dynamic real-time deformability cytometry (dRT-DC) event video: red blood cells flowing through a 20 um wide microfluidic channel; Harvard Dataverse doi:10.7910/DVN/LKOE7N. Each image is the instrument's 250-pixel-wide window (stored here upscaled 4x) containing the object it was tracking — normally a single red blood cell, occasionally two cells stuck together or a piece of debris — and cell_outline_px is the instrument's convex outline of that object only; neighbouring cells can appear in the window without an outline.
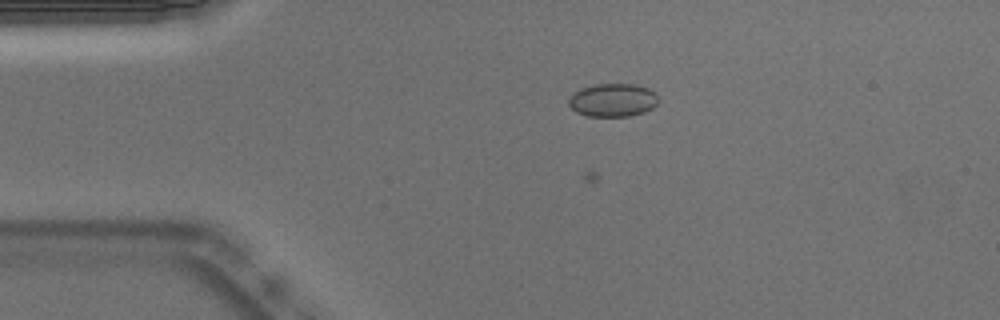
{"species": "Egyptian fruit bat (a non-hibernating species)", "species_latin": "Rousettus aegyptiacus", "temperature_condition": "warm", "stored_images_in_passage": 27, "camera_frame_rate_fps": 3000, "um_per_image_px": 0.085, "animal": {"sex": "male"}, "frame": {"image": 1, "passage_image": 14, "time_ms": 4.333, "image_size_px": [1000, 320], "cell_outline_px": [[660, 100], [652, 108], [644, 112], [628, 116], [588, 116], [576, 112], [568, 104], [568, 100], [580, 88], [596, 84], [636, 84], [648, 88], [656, 92]], "centroid_in_image_um": [52.13, 8.5], "position_along_channel_um": 32.9, "area_um2": 17.4}}
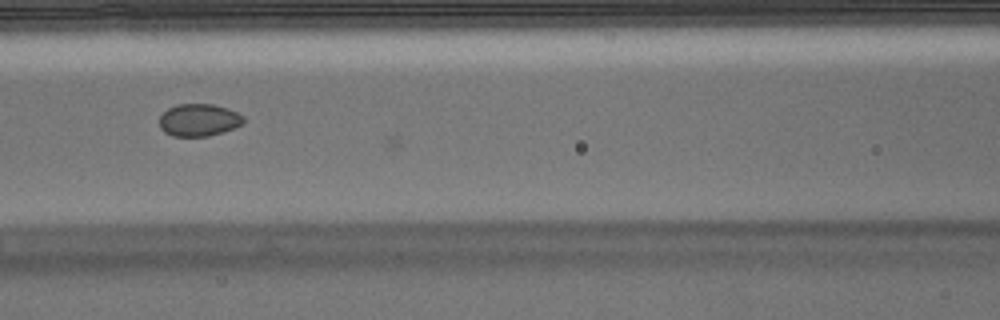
{"frame": {"image": 2, "passage_image": 26, "time_ms": 8.333, "image_size_px": [1000, 320], "cell_outline_px": [[244, 124], [224, 132], [208, 136], [172, 136], [164, 132], [160, 128], [160, 116], [168, 108], [176, 104], [212, 104], [228, 108], [244, 116]], "centroid_in_image_um": [16.92, 10.2], "position_along_channel_um": 149.7, "area_um2": 16.01}}